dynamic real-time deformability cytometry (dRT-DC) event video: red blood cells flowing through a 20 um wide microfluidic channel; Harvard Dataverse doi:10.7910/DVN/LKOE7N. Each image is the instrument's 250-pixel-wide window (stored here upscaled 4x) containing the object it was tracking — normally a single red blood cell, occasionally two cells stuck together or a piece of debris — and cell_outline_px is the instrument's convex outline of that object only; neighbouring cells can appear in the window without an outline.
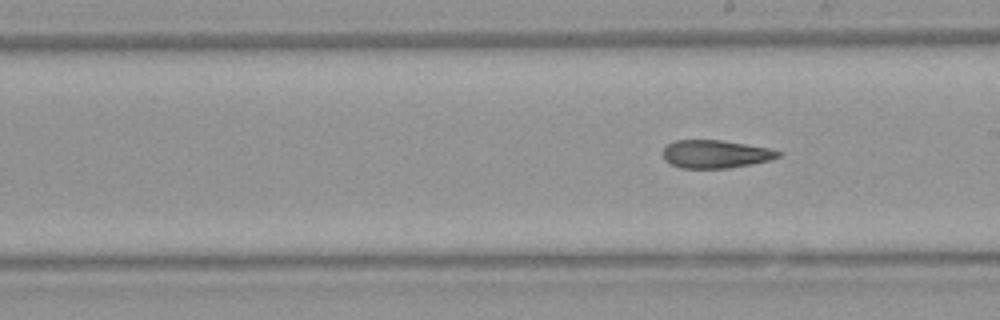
{"species": "Egyptian fruit bat (a non-hibernating species)", "species_latin": "Rousettus aegyptiacus", "temperature_condition": "warm", "stored_images_in_passage": 11, "camera_frame_rate_fps": 3000, "um_per_image_px": 0.085, "animal": {"sex": "female"}, "frame": {"image": 1, "passage_image": 11, "time_ms": 13.333, "image_size_px": [1000, 320], "cell_outline_px": [[784, 152], [780, 156], [768, 160], [728, 168], [680, 168], [664, 160], [664, 148], [668, 144], [676, 140], [720, 140], [768, 148]], "centroid_in_image_um": [60.8, 13.09], "position_along_channel_um": 228.2, "area_um2": 18.55}}